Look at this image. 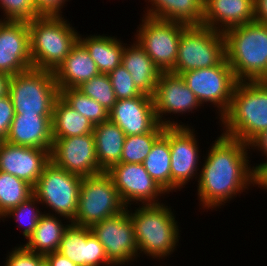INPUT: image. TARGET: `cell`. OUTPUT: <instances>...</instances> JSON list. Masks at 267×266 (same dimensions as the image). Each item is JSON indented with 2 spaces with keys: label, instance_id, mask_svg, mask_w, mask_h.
I'll return each mask as SVG.
<instances>
[{
  "label": "cell",
  "instance_id": "cell-1",
  "mask_svg": "<svg viewBox=\"0 0 267 266\" xmlns=\"http://www.w3.org/2000/svg\"><path fill=\"white\" fill-rule=\"evenodd\" d=\"M217 138L198 175V197L203 209L222 206L249 185L256 186V172L248 165L249 145L224 134Z\"/></svg>",
  "mask_w": 267,
  "mask_h": 266
},
{
  "label": "cell",
  "instance_id": "cell-2",
  "mask_svg": "<svg viewBox=\"0 0 267 266\" xmlns=\"http://www.w3.org/2000/svg\"><path fill=\"white\" fill-rule=\"evenodd\" d=\"M228 137L249 144L267 130V83L239 81L228 110L220 118Z\"/></svg>",
  "mask_w": 267,
  "mask_h": 266
},
{
  "label": "cell",
  "instance_id": "cell-3",
  "mask_svg": "<svg viewBox=\"0 0 267 266\" xmlns=\"http://www.w3.org/2000/svg\"><path fill=\"white\" fill-rule=\"evenodd\" d=\"M226 59L239 81L267 79V24L256 21L228 29Z\"/></svg>",
  "mask_w": 267,
  "mask_h": 266
},
{
  "label": "cell",
  "instance_id": "cell-4",
  "mask_svg": "<svg viewBox=\"0 0 267 266\" xmlns=\"http://www.w3.org/2000/svg\"><path fill=\"white\" fill-rule=\"evenodd\" d=\"M28 27L32 68L54 72L78 42L79 33L62 15H39Z\"/></svg>",
  "mask_w": 267,
  "mask_h": 266
},
{
  "label": "cell",
  "instance_id": "cell-5",
  "mask_svg": "<svg viewBox=\"0 0 267 266\" xmlns=\"http://www.w3.org/2000/svg\"><path fill=\"white\" fill-rule=\"evenodd\" d=\"M166 204H148L130 212L138 252L152 258L169 256L179 241V229L171 208Z\"/></svg>",
  "mask_w": 267,
  "mask_h": 266
},
{
  "label": "cell",
  "instance_id": "cell-6",
  "mask_svg": "<svg viewBox=\"0 0 267 266\" xmlns=\"http://www.w3.org/2000/svg\"><path fill=\"white\" fill-rule=\"evenodd\" d=\"M8 94L15 115L52 116L60 91L53 71L30 68L11 76Z\"/></svg>",
  "mask_w": 267,
  "mask_h": 266
},
{
  "label": "cell",
  "instance_id": "cell-7",
  "mask_svg": "<svg viewBox=\"0 0 267 266\" xmlns=\"http://www.w3.org/2000/svg\"><path fill=\"white\" fill-rule=\"evenodd\" d=\"M226 58L224 33L203 25H188L179 40L176 63L171 71L182 73L219 65Z\"/></svg>",
  "mask_w": 267,
  "mask_h": 266
},
{
  "label": "cell",
  "instance_id": "cell-8",
  "mask_svg": "<svg viewBox=\"0 0 267 266\" xmlns=\"http://www.w3.org/2000/svg\"><path fill=\"white\" fill-rule=\"evenodd\" d=\"M125 209V204L106 172L83 177L79 190L77 213L71 223L91 227Z\"/></svg>",
  "mask_w": 267,
  "mask_h": 266
},
{
  "label": "cell",
  "instance_id": "cell-9",
  "mask_svg": "<svg viewBox=\"0 0 267 266\" xmlns=\"http://www.w3.org/2000/svg\"><path fill=\"white\" fill-rule=\"evenodd\" d=\"M82 176L70 173L50 161L33 187V195L41 204L65 217L69 223L77 213Z\"/></svg>",
  "mask_w": 267,
  "mask_h": 266
},
{
  "label": "cell",
  "instance_id": "cell-10",
  "mask_svg": "<svg viewBox=\"0 0 267 266\" xmlns=\"http://www.w3.org/2000/svg\"><path fill=\"white\" fill-rule=\"evenodd\" d=\"M136 42L146 51L161 72H171L175 66L179 40L186 24L142 17Z\"/></svg>",
  "mask_w": 267,
  "mask_h": 266
},
{
  "label": "cell",
  "instance_id": "cell-11",
  "mask_svg": "<svg viewBox=\"0 0 267 266\" xmlns=\"http://www.w3.org/2000/svg\"><path fill=\"white\" fill-rule=\"evenodd\" d=\"M181 77L201 105L210 102L219 108L220 118L225 114L238 82L226 58L219 65L189 70L182 73Z\"/></svg>",
  "mask_w": 267,
  "mask_h": 266
},
{
  "label": "cell",
  "instance_id": "cell-12",
  "mask_svg": "<svg viewBox=\"0 0 267 266\" xmlns=\"http://www.w3.org/2000/svg\"><path fill=\"white\" fill-rule=\"evenodd\" d=\"M90 229L103 245L113 265L128 264L139 255L128 207L117 215L93 224Z\"/></svg>",
  "mask_w": 267,
  "mask_h": 266
},
{
  "label": "cell",
  "instance_id": "cell-13",
  "mask_svg": "<svg viewBox=\"0 0 267 266\" xmlns=\"http://www.w3.org/2000/svg\"><path fill=\"white\" fill-rule=\"evenodd\" d=\"M50 160L56 166L82 177L103 173L98 163L93 133L53 138Z\"/></svg>",
  "mask_w": 267,
  "mask_h": 266
},
{
  "label": "cell",
  "instance_id": "cell-14",
  "mask_svg": "<svg viewBox=\"0 0 267 266\" xmlns=\"http://www.w3.org/2000/svg\"><path fill=\"white\" fill-rule=\"evenodd\" d=\"M106 173L111 177L122 202L126 207L130 202H142L143 205L160 204L159 195L166 192L153 180L142 163L120 162ZM158 196V197H157Z\"/></svg>",
  "mask_w": 267,
  "mask_h": 266
},
{
  "label": "cell",
  "instance_id": "cell-15",
  "mask_svg": "<svg viewBox=\"0 0 267 266\" xmlns=\"http://www.w3.org/2000/svg\"><path fill=\"white\" fill-rule=\"evenodd\" d=\"M163 136L169 141L171 152V192L181 189L197 175L199 147L194 129L189 126H166ZM198 168V169H197Z\"/></svg>",
  "mask_w": 267,
  "mask_h": 266
},
{
  "label": "cell",
  "instance_id": "cell-16",
  "mask_svg": "<svg viewBox=\"0 0 267 266\" xmlns=\"http://www.w3.org/2000/svg\"><path fill=\"white\" fill-rule=\"evenodd\" d=\"M152 99L158 122L164 126L186 125H180L175 121H166L165 118L163 120V114H186V112H192L193 109L202 106L181 75L171 72L160 74Z\"/></svg>",
  "mask_w": 267,
  "mask_h": 266
},
{
  "label": "cell",
  "instance_id": "cell-17",
  "mask_svg": "<svg viewBox=\"0 0 267 266\" xmlns=\"http://www.w3.org/2000/svg\"><path fill=\"white\" fill-rule=\"evenodd\" d=\"M30 68L28 22L0 19V72L13 76Z\"/></svg>",
  "mask_w": 267,
  "mask_h": 266
},
{
  "label": "cell",
  "instance_id": "cell-18",
  "mask_svg": "<svg viewBox=\"0 0 267 266\" xmlns=\"http://www.w3.org/2000/svg\"><path fill=\"white\" fill-rule=\"evenodd\" d=\"M50 161L49 150L0 141V171L14 175L33 187Z\"/></svg>",
  "mask_w": 267,
  "mask_h": 266
},
{
  "label": "cell",
  "instance_id": "cell-19",
  "mask_svg": "<svg viewBox=\"0 0 267 266\" xmlns=\"http://www.w3.org/2000/svg\"><path fill=\"white\" fill-rule=\"evenodd\" d=\"M109 120L117 124L126 136L149 133L160 124L152 96L145 93L131 99L116 100L109 111Z\"/></svg>",
  "mask_w": 267,
  "mask_h": 266
},
{
  "label": "cell",
  "instance_id": "cell-20",
  "mask_svg": "<svg viewBox=\"0 0 267 266\" xmlns=\"http://www.w3.org/2000/svg\"><path fill=\"white\" fill-rule=\"evenodd\" d=\"M58 252L78 266H114L90 227L69 224L63 233Z\"/></svg>",
  "mask_w": 267,
  "mask_h": 266
},
{
  "label": "cell",
  "instance_id": "cell-21",
  "mask_svg": "<svg viewBox=\"0 0 267 266\" xmlns=\"http://www.w3.org/2000/svg\"><path fill=\"white\" fill-rule=\"evenodd\" d=\"M254 21V0H204L202 25L221 33ZM221 23V24H220Z\"/></svg>",
  "mask_w": 267,
  "mask_h": 266
},
{
  "label": "cell",
  "instance_id": "cell-22",
  "mask_svg": "<svg viewBox=\"0 0 267 266\" xmlns=\"http://www.w3.org/2000/svg\"><path fill=\"white\" fill-rule=\"evenodd\" d=\"M5 141L51 152L52 116L14 115Z\"/></svg>",
  "mask_w": 267,
  "mask_h": 266
},
{
  "label": "cell",
  "instance_id": "cell-23",
  "mask_svg": "<svg viewBox=\"0 0 267 266\" xmlns=\"http://www.w3.org/2000/svg\"><path fill=\"white\" fill-rule=\"evenodd\" d=\"M98 74L100 72L97 64L79 41L54 71L55 82L59 90L77 88Z\"/></svg>",
  "mask_w": 267,
  "mask_h": 266
},
{
  "label": "cell",
  "instance_id": "cell-24",
  "mask_svg": "<svg viewBox=\"0 0 267 266\" xmlns=\"http://www.w3.org/2000/svg\"><path fill=\"white\" fill-rule=\"evenodd\" d=\"M121 64L142 93L154 94L162 72L136 41L130 47H124Z\"/></svg>",
  "mask_w": 267,
  "mask_h": 266
},
{
  "label": "cell",
  "instance_id": "cell-25",
  "mask_svg": "<svg viewBox=\"0 0 267 266\" xmlns=\"http://www.w3.org/2000/svg\"><path fill=\"white\" fill-rule=\"evenodd\" d=\"M93 135L100 169L106 172L120 163L126 135L110 120L95 125Z\"/></svg>",
  "mask_w": 267,
  "mask_h": 266
},
{
  "label": "cell",
  "instance_id": "cell-26",
  "mask_svg": "<svg viewBox=\"0 0 267 266\" xmlns=\"http://www.w3.org/2000/svg\"><path fill=\"white\" fill-rule=\"evenodd\" d=\"M78 41L87 49L100 73L109 74L121 64L124 45L120 39L105 35H89L82 39L79 35Z\"/></svg>",
  "mask_w": 267,
  "mask_h": 266
},
{
  "label": "cell",
  "instance_id": "cell-27",
  "mask_svg": "<svg viewBox=\"0 0 267 266\" xmlns=\"http://www.w3.org/2000/svg\"><path fill=\"white\" fill-rule=\"evenodd\" d=\"M89 119L70 107L60 96L56 99L52 114L53 138H68L93 133Z\"/></svg>",
  "mask_w": 267,
  "mask_h": 266
},
{
  "label": "cell",
  "instance_id": "cell-28",
  "mask_svg": "<svg viewBox=\"0 0 267 266\" xmlns=\"http://www.w3.org/2000/svg\"><path fill=\"white\" fill-rule=\"evenodd\" d=\"M61 220L53 214L45 213L38 222L28 241L23 245L27 250L45 255L59 250L65 229Z\"/></svg>",
  "mask_w": 267,
  "mask_h": 266
},
{
  "label": "cell",
  "instance_id": "cell-29",
  "mask_svg": "<svg viewBox=\"0 0 267 266\" xmlns=\"http://www.w3.org/2000/svg\"><path fill=\"white\" fill-rule=\"evenodd\" d=\"M153 180L168 194L171 191V152L169 141L162 135L143 161Z\"/></svg>",
  "mask_w": 267,
  "mask_h": 266
},
{
  "label": "cell",
  "instance_id": "cell-30",
  "mask_svg": "<svg viewBox=\"0 0 267 266\" xmlns=\"http://www.w3.org/2000/svg\"><path fill=\"white\" fill-rule=\"evenodd\" d=\"M33 186L18 177L0 171V218L33 195Z\"/></svg>",
  "mask_w": 267,
  "mask_h": 266
},
{
  "label": "cell",
  "instance_id": "cell-31",
  "mask_svg": "<svg viewBox=\"0 0 267 266\" xmlns=\"http://www.w3.org/2000/svg\"><path fill=\"white\" fill-rule=\"evenodd\" d=\"M60 97L95 126L109 120V112L77 88L60 89Z\"/></svg>",
  "mask_w": 267,
  "mask_h": 266
},
{
  "label": "cell",
  "instance_id": "cell-32",
  "mask_svg": "<svg viewBox=\"0 0 267 266\" xmlns=\"http://www.w3.org/2000/svg\"><path fill=\"white\" fill-rule=\"evenodd\" d=\"M166 126L159 124L153 131L133 136H126L120 162L143 163L153 144L163 135Z\"/></svg>",
  "mask_w": 267,
  "mask_h": 266
},
{
  "label": "cell",
  "instance_id": "cell-33",
  "mask_svg": "<svg viewBox=\"0 0 267 266\" xmlns=\"http://www.w3.org/2000/svg\"><path fill=\"white\" fill-rule=\"evenodd\" d=\"M84 95L101 104L108 112L116 103L113 86L108 74H98L77 87Z\"/></svg>",
  "mask_w": 267,
  "mask_h": 266
},
{
  "label": "cell",
  "instance_id": "cell-34",
  "mask_svg": "<svg viewBox=\"0 0 267 266\" xmlns=\"http://www.w3.org/2000/svg\"><path fill=\"white\" fill-rule=\"evenodd\" d=\"M36 204H40V202L34 195H32L29 199L10 209L6 214L3 215V218H9V216H13V218L15 217L16 221H18L21 226H24L23 236L26 239H28L33 233L38 222L44 214V212L42 213L39 211V207L37 209Z\"/></svg>",
  "mask_w": 267,
  "mask_h": 266
},
{
  "label": "cell",
  "instance_id": "cell-35",
  "mask_svg": "<svg viewBox=\"0 0 267 266\" xmlns=\"http://www.w3.org/2000/svg\"><path fill=\"white\" fill-rule=\"evenodd\" d=\"M202 0H171V21L186 25H202Z\"/></svg>",
  "mask_w": 267,
  "mask_h": 266
},
{
  "label": "cell",
  "instance_id": "cell-36",
  "mask_svg": "<svg viewBox=\"0 0 267 266\" xmlns=\"http://www.w3.org/2000/svg\"><path fill=\"white\" fill-rule=\"evenodd\" d=\"M115 97L120 99H131L143 93L135 86L129 72L120 64L109 74Z\"/></svg>",
  "mask_w": 267,
  "mask_h": 266
},
{
  "label": "cell",
  "instance_id": "cell-37",
  "mask_svg": "<svg viewBox=\"0 0 267 266\" xmlns=\"http://www.w3.org/2000/svg\"><path fill=\"white\" fill-rule=\"evenodd\" d=\"M0 7L6 16L3 20L28 22L40 15L33 0H0Z\"/></svg>",
  "mask_w": 267,
  "mask_h": 266
},
{
  "label": "cell",
  "instance_id": "cell-38",
  "mask_svg": "<svg viewBox=\"0 0 267 266\" xmlns=\"http://www.w3.org/2000/svg\"><path fill=\"white\" fill-rule=\"evenodd\" d=\"M6 258L5 266H37L45 257L27 250L23 245L15 247Z\"/></svg>",
  "mask_w": 267,
  "mask_h": 266
},
{
  "label": "cell",
  "instance_id": "cell-39",
  "mask_svg": "<svg viewBox=\"0 0 267 266\" xmlns=\"http://www.w3.org/2000/svg\"><path fill=\"white\" fill-rule=\"evenodd\" d=\"M15 112L10 95L0 98V141L5 140Z\"/></svg>",
  "mask_w": 267,
  "mask_h": 266
},
{
  "label": "cell",
  "instance_id": "cell-40",
  "mask_svg": "<svg viewBox=\"0 0 267 266\" xmlns=\"http://www.w3.org/2000/svg\"><path fill=\"white\" fill-rule=\"evenodd\" d=\"M152 4L145 16L171 21V0H148Z\"/></svg>",
  "mask_w": 267,
  "mask_h": 266
},
{
  "label": "cell",
  "instance_id": "cell-41",
  "mask_svg": "<svg viewBox=\"0 0 267 266\" xmlns=\"http://www.w3.org/2000/svg\"><path fill=\"white\" fill-rule=\"evenodd\" d=\"M67 0H33L40 15H62L61 8Z\"/></svg>",
  "mask_w": 267,
  "mask_h": 266
},
{
  "label": "cell",
  "instance_id": "cell-42",
  "mask_svg": "<svg viewBox=\"0 0 267 266\" xmlns=\"http://www.w3.org/2000/svg\"><path fill=\"white\" fill-rule=\"evenodd\" d=\"M249 147L252 149H258L259 151L261 150L263 154L267 157V130L264 132L260 133L257 137H255L249 144ZM260 163L257 166H253L255 172H257L265 163Z\"/></svg>",
  "mask_w": 267,
  "mask_h": 266
},
{
  "label": "cell",
  "instance_id": "cell-43",
  "mask_svg": "<svg viewBox=\"0 0 267 266\" xmlns=\"http://www.w3.org/2000/svg\"><path fill=\"white\" fill-rule=\"evenodd\" d=\"M50 266H78L58 251L50 252L44 255Z\"/></svg>",
  "mask_w": 267,
  "mask_h": 266
},
{
  "label": "cell",
  "instance_id": "cell-44",
  "mask_svg": "<svg viewBox=\"0 0 267 266\" xmlns=\"http://www.w3.org/2000/svg\"><path fill=\"white\" fill-rule=\"evenodd\" d=\"M254 21L267 24V0H254Z\"/></svg>",
  "mask_w": 267,
  "mask_h": 266
},
{
  "label": "cell",
  "instance_id": "cell-45",
  "mask_svg": "<svg viewBox=\"0 0 267 266\" xmlns=\"http://www.w3.org/2000/svg\"><path fill=\"white\" fill-rule=\"evenodd\" d=\"M256 185L267 189V162L256 172Z\"/></svg>",
  "mask_w": 267,
  "mask_h": 266
},
{
  "label": "cell",
  "instance_id": "cell-46",
  "mask_svg": "<svg viewBox=\"0 0 267 266\" xmlns=\"http://www.w3.org/2000/svg\"><path fill=\"white\" fill-rule=\"evenodd\" d=\"M10 78V75L0 72V98L8 95Z\"/></svg>",
  "mask_w": 267,
  "mask_h": 266
},
{
  "label": "cell",
  "instance_id": "cell-47",
  "mask_svg": "<svg viewBox=\"0 0 267 266\" xmlns=\"http://www.w3.org/2000/svg\"><path fill=\"white\" fill-rule=\"evenodd\" d=\"M37 266H50L46 258H44Z\"/></svg>",
  "mask_w": 267,
  "mask_h": 266
}]
</instances>
